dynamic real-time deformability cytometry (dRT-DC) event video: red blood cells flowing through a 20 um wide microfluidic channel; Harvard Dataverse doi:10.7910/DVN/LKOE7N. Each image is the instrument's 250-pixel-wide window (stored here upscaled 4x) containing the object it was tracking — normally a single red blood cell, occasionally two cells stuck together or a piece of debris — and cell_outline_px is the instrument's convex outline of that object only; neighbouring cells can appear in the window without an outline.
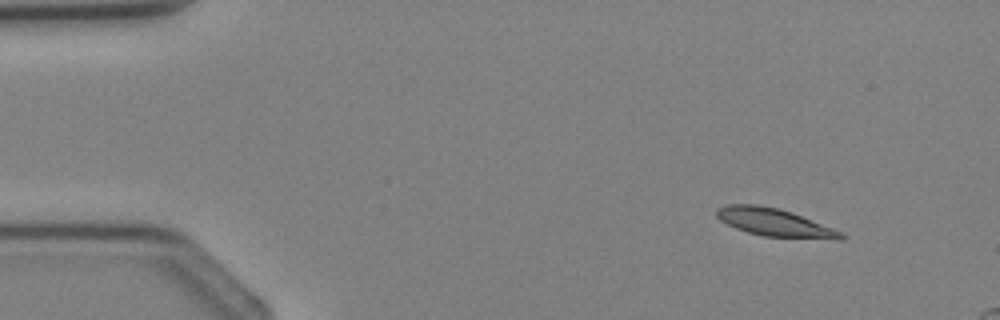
{"species": "Egyptian fruit bat (a non-hibernating species)", "species_latin": "Rousettus aegyptiacus", "temperature_condition": "cold", "stored_images_in_passage": 3, "segment_of_instrument_passage": [1, 2], "camera_frame_rate_fps": 3000, "um_per_image_px": 0.085, "animal": {"sex": "female"}, "frame": {"image": 1, "passage_image": 1, "time_ms": 0.0, "image_size_px": [1000, 320], "cell_outline_px": [[844, 240], [836, 240], [764, 236], [748, 232], [736, 228], [720, 220], [716, 216], [716, 208], [728, 204], [756, 204], [776, 208], [792, 212], [844, 232]], "centroid_in_image_um": [65.88, 18.92], "position_along_channel_um": 19.1, "area_um2": 20.29}}